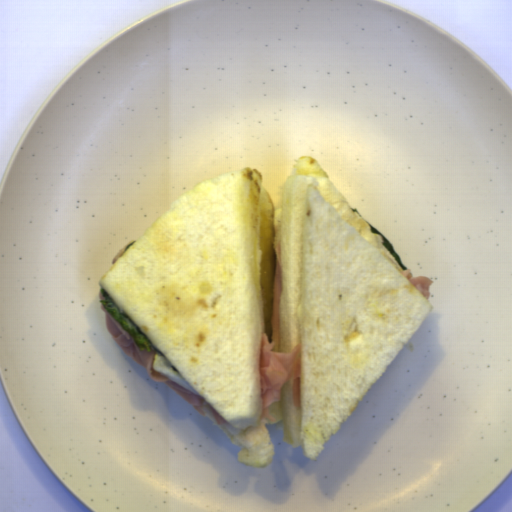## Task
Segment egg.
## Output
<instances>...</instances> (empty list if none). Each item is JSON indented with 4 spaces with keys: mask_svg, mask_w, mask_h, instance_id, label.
Listing matches in <instances>:
<instances>
[{
    "mask_svg": "<svg viewBox=\"0 0 512 512\" xmlns=\"http://www.w3.org/2000/svg\"><path fill=\"white\" fill-rule=\"evenodd\" d=\"M152 370L158 371L180 387L198 395L162 354H155L152 362Z\"/></svg>",
    "mask_w": 512,
    "mask_h": 512,
    "instance_id": "d2b9013d",
    "label": "egg"
}]
</instances>
